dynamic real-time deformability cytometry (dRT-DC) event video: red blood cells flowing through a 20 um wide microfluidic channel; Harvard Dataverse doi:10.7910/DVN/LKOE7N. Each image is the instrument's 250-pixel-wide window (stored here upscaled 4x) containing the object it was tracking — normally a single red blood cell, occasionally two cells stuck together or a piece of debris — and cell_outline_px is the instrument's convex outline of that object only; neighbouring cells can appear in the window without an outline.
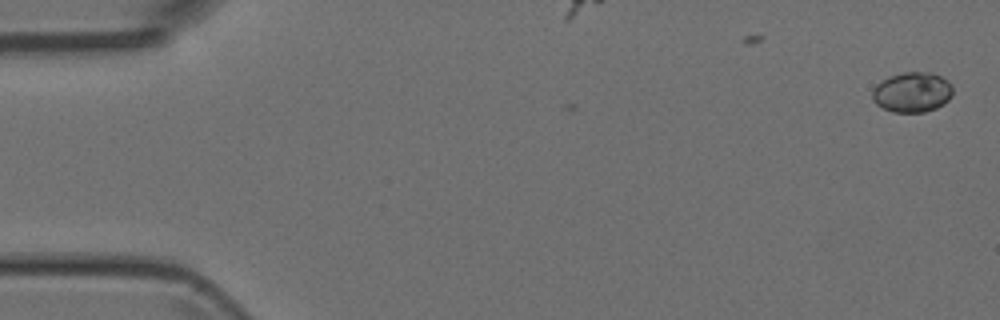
{"species": "Egyptian fruit bat (a non-hibernating species)", "species_latin": "Rousettus aegyptiacus", "temperature_condition": "room temperature", "stored_images_in_passage": 4, "camera_frame_rate_fps": 3000, "um_per_image_px": 0.085, "animal": {"sex": "female"}, "frame": {"image": 1, "passage_image": 1, "time_ms": 0.0, "image_size_px": [1000, 320], "cell_outline_px": [[952, 96], [944, 104], [936, 108], [924, 112], [892, 112], [876, 104], [872, 100], [872, 92], [876, 84], [888, 76], [904, 72], [932, 72], [948, 80], [952, 84]], "centroid_in_image_um": [77.54, 7.83], "position_along_channel_um": 7.5, "area_um2": 19.02}}